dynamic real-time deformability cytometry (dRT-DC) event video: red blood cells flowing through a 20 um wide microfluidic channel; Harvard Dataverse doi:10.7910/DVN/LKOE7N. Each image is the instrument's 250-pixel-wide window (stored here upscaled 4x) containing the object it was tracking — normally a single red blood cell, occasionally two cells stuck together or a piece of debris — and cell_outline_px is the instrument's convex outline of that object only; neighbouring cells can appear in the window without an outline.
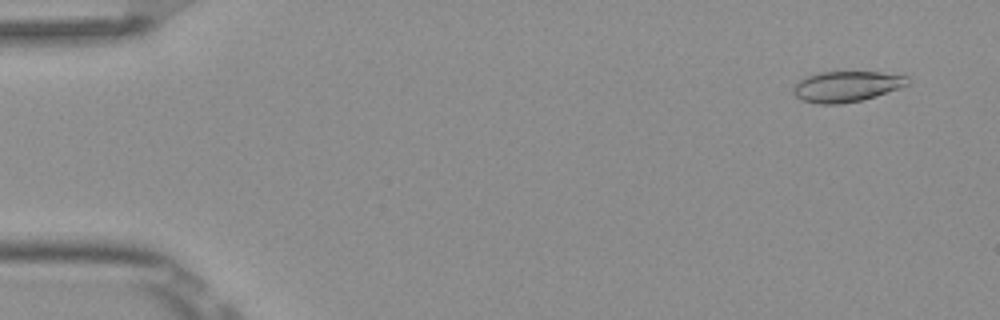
{"species": "Egyptian fruit bat (a non-hibernating species)", "species_latin": "Rousettus aegyptiacus", "temperature_condition": "room temperature", "stored_images_in_passage": 6, "camera_frame_rate_fps": 3000, "um_per_image_px": 0.085, "frame": {"image": 1, "passage_image": 1, "time_ms": 0.0, "image_size_px": [1000, 320], "cell_outline_px": [[908, 84], [900, 88], [876, 96], [860, 100], [840, 104], [820, 104], [800, 100], [792, 92], [792, 88], [804, 76], [816, 72], [880, 72], [908, 76]], "centroid_in_image_um": [71.92, 7.34], "position_along_channel_um": 13.1, "area_um2": 20.52}}
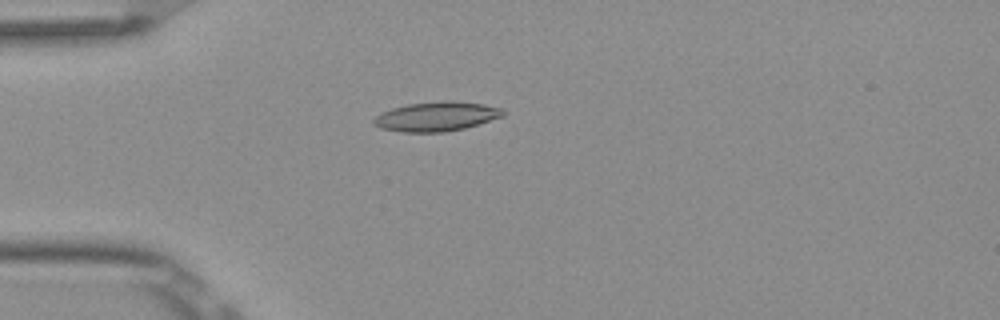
{"frame": {"image": 2, "passage_image": 4, "time_ms": 1.0, "image_size_px": [1000, 320], "cell_outline_px": [[504, 116], [464, 128], [444, 132], [404, 132], [380, 128], [372, 124], [372, 120], [376, 116], [392, 108], [408, 104], [444, 100], [452, 100], [484, 104], [504, 108]], "centroid_in_image_um": [37.11, 9.89], "position_along_channel_um": 47.9, "area_um2": 22.2}}
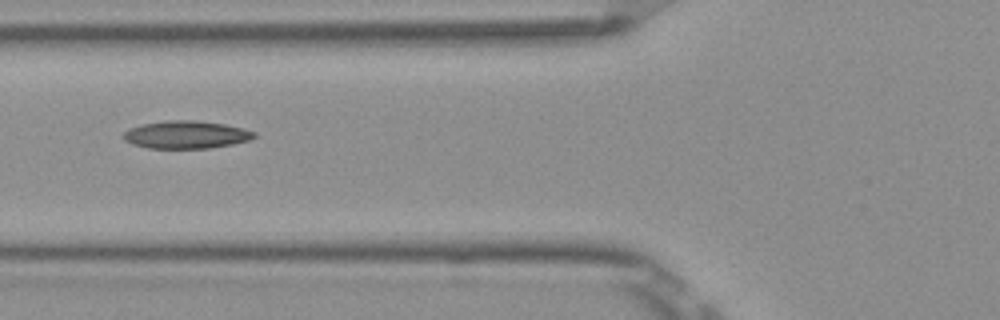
{"frame": {"image": 3, "passage_image": 6, "time_ms": 1.667, "image_size_px": [1000, 320], "cell_outline_px": [[256, 136], [248, 140], [232, 144], [208, 148], [148, 148], [132, 144], [124, 140], [124, 132], [128, 128], [140, 124], [164, 120], [196, 120], [224, 124], [244, 128], [256, 132]], "centroid_in_image_um": [15.8, 11.43], "position_along_channel_um": 110.0, "area_um2": 21.21}}